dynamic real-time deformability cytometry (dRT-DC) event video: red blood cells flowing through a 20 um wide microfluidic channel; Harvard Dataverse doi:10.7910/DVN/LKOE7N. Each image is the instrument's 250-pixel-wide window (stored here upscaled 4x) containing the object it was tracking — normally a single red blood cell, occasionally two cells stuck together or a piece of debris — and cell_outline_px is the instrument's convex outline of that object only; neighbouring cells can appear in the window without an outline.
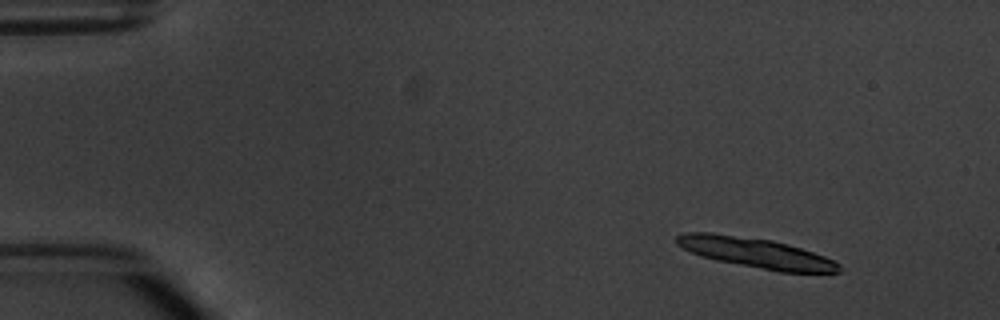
{"species": "common noctule bat (a hibernating species)", "species_latin": "Nyctalus noctula", "temperature_condition": "warm", "stored_images_in_passage": 5, "segment_of_instrument_passage": [1, 2], "camera_frame_rate_fps": 3000, "um_per_image_px": 0.085, "animal": {"sex": "male", "body_mass_g": 20.1, "forearm_length_mm": 53.5}, "frame": {"image": 1, "passage_image": 1, "time_ms": 0.0, "image_size_px": [1000, 320], "cell_outline_px": [[840, 272], [780, 272], [716, 260], [700, 256], [676, 244], [676, 236], [688, 232], [712, 232], [772, 240], [788, 244], [824, 256], [840, 264]], "centroid_in_image_um": [64.23, 21.48], "position_along_channel_um": 20.8, "area_um2": 28.21}}